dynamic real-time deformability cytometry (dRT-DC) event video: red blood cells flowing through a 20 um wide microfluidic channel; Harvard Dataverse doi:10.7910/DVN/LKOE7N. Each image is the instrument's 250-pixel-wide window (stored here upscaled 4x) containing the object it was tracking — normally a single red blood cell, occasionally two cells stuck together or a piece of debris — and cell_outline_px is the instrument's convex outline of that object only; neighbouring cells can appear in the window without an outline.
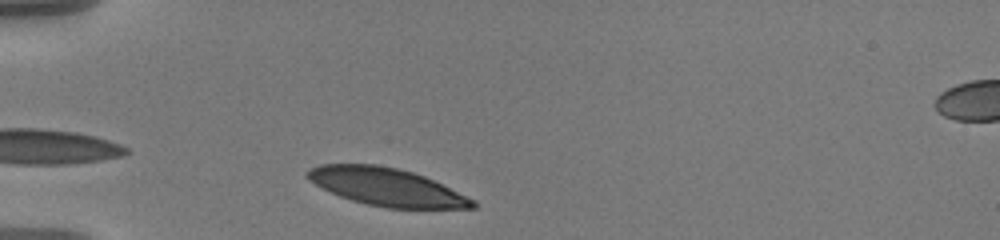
{"species": "human", "species_latin": "Homo sapiens", "temperature_condition": "warm", "stored_images_in_passage": 34, "camera_frame_rate_fps": 3000, "um_per_image_px": 0.085, "donor": {"sex": "male"}, "frame": {"image": 1, "passage_image": 3, "time_ms": 0.667, "image_size_px": [1000, 240], "cell_outline_px": [[476, 208], [384, 208], [352, 200], [340, 196], [308, 180], [304, 176], [304, 172], [308, 168], [320, 164], [376, 164], [396, 168], [412, 172], [424, 176], [476, 200]], "centroid_in_image_um": [32.83, 15.88], "position_along_channel_um": 52.2, "area_um2": 36.18}}
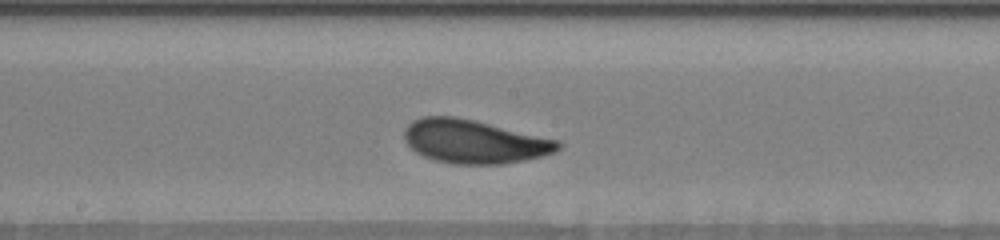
{"frame": {"image": 2, "passage_image": 18, "time_ms": 5.667, "image_size_px": [1000, 240], "cell_outline_px": [[560, 148], [556, 152], [524, 160], [500, 164], [452, 164], [436, 160], [424, 156], [416, 152], [404, 140], [404, 128], [412, 120], [424, 116], [456, 116], [560, 140]], "centroid_in_image_um": [40.29, 12.02], "position_along_channel_um": 207.9, "area_um2": 38.96}}
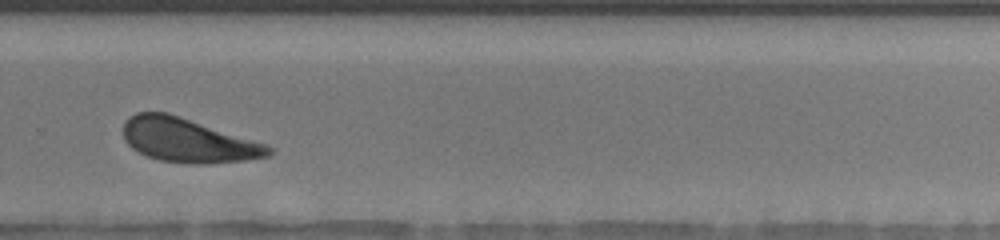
{"frame": {"image": 3, "passage_image": 27, "time_ms": 8.667, "image_size_px": [1000, 240], "cell_outline_px": [[272, 152], [268, 156], [244, 160], [208, 164], [184, 164], [160, 160], [148, 156], [132, 148], [124, 140], [124, 120], [128, 116], [136, 112], [168, 112], [268, 144], [272, 148]], "centroid_in_image_um": [15.97, 11.92], "position_along_channel_um": 313.8, "area_um2": 37.51}, "authors_computed_cell_mechanics": {"area_um2": 38.1191, "velocity_mm_per_s": 3.537, "shape_relaxation_time_tau1_ms": 2.3582, "shape_relaxation_time_tau2_ms": 2.0512, "deformation_change_tau1": 0.1215, "deformation_change_tau2": 0.0741}}